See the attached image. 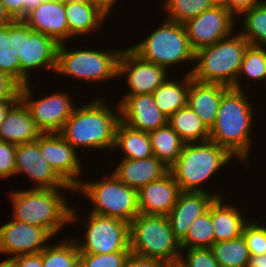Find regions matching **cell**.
Returning a JSON list of instances; mask_svg holds the SVG:
<instances>
[{
	"label": "cell",
	"instance_id": "obj_1",
	"mask_svg": "<svg viewBox=\"0 0 266 267\" xmlns=\"http://www.w3.org/2000/svg\"><path fill=\"white\" fill-rule=\"evenodd\" d=\"M101 95L76 105L59 134L76 150L113 151L120 106L112 110ZM82 105V106H81Z\"/></svg>",
	"mask_w": 266,
	"mask_h": 267
},
{
	"label": "cell",
	"instance_id": "obj_2",
	"mask_svg": "<svg viewBox=\"0 0 266 267\" xmlns=\"http://www.w3.org/2000/svg\"><path fill=\"white\" fill-rule=\"evenodd\" d=\"M246 90L230 87L222 96L217 118L209 130V140L225 148L234 158L246 166L250 164L249 150L252 146L250 134L255 118L254 103L248 101L252 96ZM249 95V96H247Z\"/></svg>",
	"mask_w": 266,
	"mask_h": 267
},
{
	"label": "cell",
	"instance_id": "obj_3",
	"mask_svg": "<svg viewBox=\"0 0 266 267\" xmlns=\"http://www.w3.org/2000/svg\"><path fill=\"white\" fill-rule=\"evenodd\" d=\"M74 188L36 189L12 191V219L46 229L53 237L79 219L74 206L70 207L63 191ZM72 191V192H71ZM62 193V194H61ZM69 223V224H68Z\"/></svg>",
	"mask_w": 266,
	"mask_h": 267
},
{
	"label": "cell",
	"instance_id": "obj_4",
	"mask_svg": "<svg viewBox=\"0 0 266 267\" xmlns=\"http://www.w3.org/2000/svg\"><path fill=\"white\" fill-rule=\"evenodd\" d=\"M232 159L235 158L225 148L211 140L185 143L177 161L169 171L181 191L209 192L220 198L223 197V193L219 191L215 193V190L210 192L211 190L208 191L204 185L212 180V177L215 178L214 176L218 175L230 161L232 162Z\"/></svg>",
	"mask_w": 266,
	"mask_h": 267
},
{
	"label": "cell",
	"instance_id": "obj_5",
	"mask_svg": "<svg viewBox=\"0 0 266 267\" xmlns=\"http://www.w3.org/2000/svg\"><path fill=\"white\" fill-rule=\"evenodd\" d=\"M249 43L238 32L195 52V65L187 73L201 82L223 83L233 87Z\"/></svg>",
	"mask_w": 266,
	"mask_h": 267
},
{
	"label": "cell",
	"instance_id": "obj_6",
	"mask_svg": "<svg viewBox=\"0 0 266 267\" xmlns=\"http://www.w3.org/2000/svg\"><path fill=\"white\" fill-rule=\"evenodd\" d=\"M131 254L177 265L181 245L171 230L167 216L139 214L129 224Z\"/></svg>",
	"mask_w": 266,
	"mask_h": 267
},
{
	"label": "cell",
	"instance_id": "obj_7",
	"mask_svg": "<svg viewBox=\"0 0 266 267\" xmlns=\"http://www.w3.org/2000/svg\"><path fill=\"white\" fill-rule=\"evenodd\" d=\"M163 21L146 38L129 48L141 59L160 65L168 71L179 63H193L195 51L189 43L184 24L165 19Z\"/></svg>",
	"mask_w": 266,
	"mask_h": 267
},
{
	"label": "cell",
	"instance_id": "obj_8",
	"mask_svg": "<svg viewBox=\"0 0 266 267\" xmlns=\"http://www.w3.org/2000/svg\"><path fill=\"white\" fill-rule=\"evenodd\" d=\"M109 174V175H108ZM103 175L100 181L81 180L75 188L81 197L93 203L89 212L97 215L114 217L131 223L140 212L137 190L122 183L113 173Z\"/></svg>",
	"mask_w": 266,
	"mask_h": 267
},
{
	"label": "cell",
	"instance_id": "obj_9",
	"mask_svg": "<svg viewBox=\"0 0 266 267\" xmlns=\"http://www.w3.org/2000/svg\"><path fill=\"white\" fill-rule=\"evenodd\" d=\"M68 43L59 44L55 74L76 78L91 84L118 78V62L122 49L70 50Z\"/></svg>",
	"mask_w": 266,
	"mask_h": 267
},
{
	"label": "cell",
	"instance_id": "obj_10",
	"mask_svg": "<svg viewBox=\"0 0 266 267\" xmlns=\"http://www.w3.org/2000/svg\"><path fill=\"white\" fill-rule=\"evenodd\" d=\"M83 221V239L72 237L80 253L110 254L130 250L129 223L114 217L88 212ZM87 224V225H86Z\"/></svg>",
	"mask_w": 266,
	"mask_h": 267
},
{
	"label": "cell",
	"instance_id": "obj_11",
	"mask_svg": "<svg viewBox=\"0 0 266 267\" xmlns=\"http://www.w3.org/2000/svg\"><path fill=\"white\" fill-rule=\"evenodd\" d=\"M32 85L28 83L21 86L19 98L28 108L37 128L42 133H59L76 107L72 101L73 98L69 93L57 91L36 99L33 97L35 89L32 88L34 87Z\"/></svg>",
	"mask_w": 266,
	"mask_h": 267
},
{
	"label": "cell",
	"instance_id": "obj_12",
	"mask_svg": "<svg viewBox=\"0 0 266 267\" xmlns=\"http://www.w3.org/2000/svg\"><path fill=\"white\" fill-rule=\"evenodd\" d=\"M170 71L155 63L141 59L129 47L122 48L118 62V76L125 77L127 87L124 96L152 94L171 75Z\"/></svg>",
	"mask_w": 266,
	"mask_h": 267
},
{
	"label": "cell",
	"instance_id": "obj_13",
	"mask_svg": "<svg viewBox=\"0 0 266 267\" xmlns=\"http://www.w3.org/2000/svg\"><path fill=\"white\" fill-rule=\"evenodd\" d=\"M236 20L226 8L217 6L187 20L184 26L192 49L196 52L230 36L236 30Z\"/></svg>",
	"mask_w": 266,
	"mask_h": 267
},
{
	"label": "cell",
	"instance_id": "obj_14",
	"mask_svg": "<svg viewBox=\"0 0 266 267\" xmlns=\"http://www.w3.org/2000/svg\"><path fill=\"white\" fill-rule=\"evenodd\" d=\"M58 46L59 44L53 38L32 30L24 22V36H22L21 55H19L20 86L31 82L30 75L31 71L33 72L31 69L55 72Z\"/></svg>",
	"mask_w": 266,
	"mask_h": 267
},
{
	"label": "cell",
	"instance_id": "obj_15",
	"mask_svg": "<svg viewBox=\"0 0 266 267\" xmlns=\"http://www.w3.org/2000/svg\"><path fill=\"white\" fill-rule=\"evenodd\" d=\"M39 151L69 186L75 189L79 185L84 170L82 159L59 133H42L39 136Z\"/></svg>",
	"mask_w": 266,
	"mask_h": 267
},
{
	"label": "cell",
	"instance_id": "obj_16",
	"mask_svg": "<svg viewBox=\"0 0 266 267\" xmlns=\"http://www.w3.org/2000/svg\"><path fill=\"white\" fill-rule=\"evenodd\" d=\"M53 236L44 228L15 221L11 218L0 226V254L14 258L40 253Z\"/></svg>",
	"mask_w": 266,
	"mask_h": 267
},
{
	"label": "cell",
	"instance_id": "obj_17",
	"mask_svg": "<svg viewBox=\"0 0 266 267\" xmlns=\"http://www.w3.org/2000/svg\"><path fill=\"white\" fill-rule=\"evenodd\" d=\"M25 174L34 184L30 188L55 189L69 186L41 156L39 137L36 141L16 145L15 176Z\"/></svg>",
	"mask_w": 266,
	"mask_h": 267
},
{
	"label": "cell",
	"instance_id": "obj_18",
	"mask_svg": "<svg viewBox=\"0 0 266 267\" xmlns=\"http://www.w3.org/2000/svg\"><path fill=\"white\" fill-rule=\"evenodd\" d=\"M120 106V120L131 128L150 132L167 124L168 117L156 106L152 94L123 96Z\"/></svg>",
	"mask_w": 266,
	"mask_h": 267
},
{
	"label": "cell",
	"instance_id": "obj_19",
	"mask_svg": "<svg viewBox=\"0 0 266 267\" xmlns=\"http://www.w3.org/2000/svg\"><path fill=\"white\" fill-rule=\"evenodd\" d=\"M22 20L32 30L53 38L58 44L68 42L69 26L63 0L43 1L29 10Z\"/></svg>",
	"mask_w": 266,
	"mask_h": 267
},
{
	"label": "cell",
	"instance_id": "obj_20",
	"mask_svg": "<svg viewBox=\"0 0 266 267\" xmlns=\"http://www.w3.org/2000/svg\"><path fill=\"white\" fill-rule=\"evenodd\" d=\"M181 190L169 171L162 178L144 185L137 191L141 214L167 216L177 202Z\"/></svg>",
	"mask_w": 266,
	"mask_h": 267
},
{
	"label": "cell",
	"instance_id": "obj_21",
	"mask_svg": "<svg viewBox=\"0 0 266 267\" xmlns=\"http://www.w3.org/2000/svg\"><path fill=\"white\" fill-rule=\"evenodd\" d=\"M217 197L209 192L181 191L176 204L167 215L171 230L179 242L191 223L205 213Z\"/></svg>",
	"mask_w": 266,
	"mask_h": 267
},
{
	"label": "cell",
	"instance_id": "obj_22",
	"mask_svg": "<svg viewBox=\"0 0 266 267\" xmlns=\"http://www.w3.org/2000/svg\"><path fill=\"white\" fill-rule=\"evenodd\" d=\"M65 15L73 40L101 30L110 13L91 0H65Z\"/></svg>",
	"mask_w": 266,
	"mask_h": 267
},
{
	"label": "cell",
	"instance_id": "obj_23",
	"mask_svg": "<svg viewBox=\"0 0 266 267\" xmlns=\"http://www.w3.org/2000/svg\"><path fill=\"white\" fill-rule=\"evenodd\" d=\"M111 171L122 183L137 191L144 185L158 180L169 172L162 161L155 156L143 159H121Z\"/></svg>",
	"mask_w": 266,
	"mask_h": 267
},
{
	"label": "cell",
	"instance_id": "obj_24",
	"mask_svg": "<svg viewBox=\"0 0 266 267\" xmlns=\"http://www.w3.org/2000/svg\"><path fill=\"white\" fill-rule=\"evenodd\" d=\"M229 88L223 83L201 82L195 79L190 82L187 105L209 130L216 121L222 96Z\"/></svg>",
	"mask_w": 266,
	"mask_h": 267
},
{
	"label": "cell",
	"instance_id": "obj_25",
	"mask_svg": "<svg viewBox=\"0 0 266 267\" xmlns=\"http://www.w3.org/2000/svg\"><path fill=\"white\" fill-rule=\"evenodd\" d=\"M41 134L28 108L19 98L10 107L0 125V141L15 145L30 143L36 141Z\"/></svg>",
	"mask_w": 266,
	"mask_h": 267
},
{
	"label": "cell",
	"instance_id": "obj_26",
	"mask_svg": "<svg viewBox=\"0 0 266 267\" xmlns=\"http://www.w3.org/2000/svg\"><path fill=\"white\" fill-rule=\"evenodd\" d=\"M224 198L227 199L226 195L216 198L211 204V221L215 242L241 236L244 225L249 221L248 216L242 214V209L237 208L235 204L227 203Z\"/></svg>",
	"mask_w": 266,
	"mask_h": 267
},
{
	"label": "cell",
	"instance_id": "obj_27",
	"mask_svg": "<svg viewBox=\"0 0 266 267\" xmlns=\"http://www.w3.org/2000/svg\"><path fill=\"white\" fill-rule=\"evenodd\" d=\"M179 79L168 78L152 93L156 106L167 117L187 105L190 82L193 78L191 74L186 73L183 74L182 80L181 77Z\"/></svg>",
	"mask_w": 266,
	"mask_h": 267
},
{
	"label": "cell",
	"instance_id": "obj_28",
	"mask_svg": "<svg viewBox=\"0 0 266 267\" xmlns=\"http://www.w3.org/2000/svg\"><path fill=\"white\" fill-rule=\"evenodd\" d=\"M120 148L123 159H143L153 156L148 132L131 128L127 124L119 121L113 150ZM122 151V152H121Z\"/></svg>",
	"mask_w": 266,
	"mask_h": 267
},
{
	"label": "cell",
	"instance_id": "obj_29",
	"mask_svg": "<svg viewBox=\"0 0 266 267\" xmlns=\"http://www.w3.org/2000/svg\"><path fill=\"white\" fill-rule=\"evenodd\" d=\"M167 124L185 143L209 140V129L188 105L170 115Z\"/></svg>",
	"mask_w": 266,
	"mask_h": 267
},
{
	"label": "cell",
	"instance_id": "obj_30",
	"mask_svg": "<svg viewBox=\"0 0 266 267\" xmlns=\"http://www.w3.org/2000/svg\"><path fill=\"white\" fill-rule=\"evenodd\" d=\"M153 156L171 167L178 159L185 142L168 125L148 132Z\"/></svg>",
	"mask_w": 266,
	"mask_h": 267
},
{
	"label": "cell",
	"instance_id": "obj_31",
	"mask_svg": "<svg viewBox=\"0 0 266 267\" xmlns=\"http://www.w3.org/2000/svg\"><path fill=\"white\" fill-rule=\"evenodd\" d=\"M214 259L221 267H248L250 254L243 236L215 242L210 247Z\"/></svg>",
	"mask_w": 266,
	"mask_h": 267
},
{
	"label": "cell",
	"instance_id": "obj_32",
	"mask_svg": "<svg viewBox=\"0 0 266 267\" xmlns=\"http://www.w3.org/2000/svg\"><path fill=\"white\" fill-rule=\"evenodd\" d=\"M240 15L244 16L239 30L243 38L250 45L266 47V0Z\"/></svg>",
	"mask_w": 266,
	"mask_h": 267
},
{
	"label": "cell",
	"instance_id": "obj_33",
	"mask_svg": "<svg viewBox=\"0 0 266 267\" xmlns=\"http://www.w3.org/2000/svg\"><path fill=\"white\" fill-rule=\"evenodd\" d=\"M253 81H264L266 85V47L248 45L241 64V69L235 85L232 87L238 90H244L242 87L243 78ZM243 77V78H242ZM241 81V82H240Z\"/></svg>",
	"mask_w": 266,
	"mask_h": 267
},
{
	"label": "cell",
	"instance_id": "obj_34",
	"mask_svg": "<svg viewBox=\"0 0 266 267\" xmlns=\"http://www.w3.org/2000/svg\"><path fill=\"white\" fill-rule=\"evenodd\" d=\"M55 244H48L42 250L43 267H76L80 252L73 238Z\"/></svg>",
	"mask_w": 266,
	"mask_h": 267
},
{
	"label": "cell",
	"instance_id": "obj_35",
	"mask_svg": "<svg viewBox=\"0 0 266 267\" xmlns=\"http://www.w3.org/2000/svg\"><path fill=\"white\" fill-rule=\"evenodd\" d=\"M0 71L20 85V60L16 55L15 21L0 28Z\"/></svg>",
	"mask_w": 266,
	"mask_h": 267
},
{
	"label": "cell",
	"instance_id": "obj_36",
	"mask_svg": "<svg viewBox=\"0 0 266 267\" xmlns=\"http://www.w3.org/2000/svg\"><path fill=\"white\" fill-rule=\"evenodd\" d=\"M209 209L197 217L190 225L186 236L180 241L181 249L210 248L215 243Z\"/></svg>",
	"mask_w": 266,
	"mask_h": 267
},
{
	"label": "cell",
	"instance_id": "obj_37",
	"mask_svg": "<svg viewBox=\"0 0 266 267\" xmlns=\"http://www.w3.org/2000/svg\"><path fill=\"white\" fill-rule=\"evenodd\" d=\"M161 5L168 16L165 20L181 24L214 7L212 0H165Z\"/></svg>",
	"mask_w": 266,
	"mask_h": 267
},
{
	"label": "cell",
	"instance_id": "obj_38",
	"mask_svg": "<svg viewBox=\"0 0 266 267\" xmlns=\"http://www.w3.org/2000/svg\"><path fill=\"white\" fill-rule=\"evenodd\" d=\"M254 219L244 225L242 236L245 239L250 256L266 254V225Z\"/></svg>",
	"mask_w": 266,
	"mask_h": 267
},
{
	"label": "cell",
	"instance_id": "obj_39",
	"mask_svg": "<svg viewBox=\"0 0 266 267\" xmlns=\"http://www.w3.org/2000/svg\"><path fill=\"white\" fill-rule=\"evenodd\" d=\"M131 251L114 252L110 254L80 253V267H124Z\"/></svg>",
	"mask_w": 266,
	"mask_h": 267
},
{
	"label": "cell",
	"instance_id": "obj_40",
	"mask_svg": "<svg viewBox=\"0 0 266 267\" xmlns=\"http://www.w3.org/2000/svg\"><path fill=\"white\" fill-rule=\"evenodd\" d=\"M178 265L180 267H221L214 259L210 248L182 249Z\"/></svg>",
	"mask_w": 266,
	"mask_h": 267
},
{
	"label": "cell",
	"instance_id": "obj_41",
	"mask_svg": "<svg viewBox=\"0 0 266 267\" xmlns=\"http://www.w3.org/2000/svg\"><path fill=\"white\" fill-rule=\"evenodd\" d=\"M16 145L0 141V179H7L15 175Z\"/></svg>",
	"mask_w": 266,
	"mask_h": 267
},
{
	"label": "cell",
	"instance_id": "obj_42",
	"mask_svg": "<svg viewBox=\"0 0 266 267\" xmlns=\"http://www.w3.org/2000/svg\"><path fill=\"white\" fill-rule=\"evenodd\" d=\"M20 87L8 74L0 71V101H17Z\"/></svg>",
	"mask_w": 266,
	"mask_h": 267
},
{
	"label": "cell",
	"instance_id": "obj_43",
	"mask_svg": "<svg viewBox=\"0 0 266 267\" xmlns=\"http://www.w3.org/2000/svg\"><path fill=\"white\" fill-rule=\"evenodd\" d=\"M15 19H22L28 12V0H0Z\"/></svg>",
	"mask_w": 266,
	"mask_h": 267
},
{
	"label": "cell",
	"instance_id": "obj_44",
	"mask_svg": "<svg viewBox=\"0 0 266 267\" xmlns=\"http://www.w3.org/2000/svg\"><path fill=\"white\" fill-rule=\"evenodd\" d=\"M14 267H43L42 251L12 258Z\"/></svg>",
	"mask_w": 266,
	"mask_h": 267
},
{
	"label": "cell",
	"instance_id": "obj_45",
	"mask_svg": "<svg viewBox=\"0 0 266 267\" xmlns=\"http://www.w3.org/2000/svg\"><path fill=\"white\" fill-rule=\"evenodd\" d=\"M124 267H169V266L159 260L142 258L130 254V256L125 262Z\"/></svg>",
	"mask_w": 266,
	"mask_h": 267
},
{
	"label": "cell",
	"instance_id": "obj_46",
	"mask_svg": "<svg viewBox=\"0 0 266 267\" xmlns=\"http://www.w3.org/2000/svg\"><path fill=\"white\" fill-rule=\"evenodd\" d=\"M262 2V0H229V11L238 19L243 11Z\"/></svg>",
	"mask_w": 266,
	"mask_h": 267
},
{
	"label": "cell",
	"instance_id": "obj_47",
	"mask_svg": "<svg viewBox=\"0 0 266 267\" xmlns=\"http://www.w3.org/2000/svg\"><path fill=\"white\" fill-rule=\"evenodd\" d=\"M22 36H24V21L22 19H16L15 20L16 55H21Z\"/></svg>",
	"mask_w": 266,
	"mask_h": 267
},
{
	"label": "cell",
	"instance_id": "obj_48",
	"mask_svg": "<svg viewBox=\"0 0 266 267\" xmlns=\"http://www.w3.org/2000/svg\"><path fill=\"white\" fill-rule=\"evenodd\" d=\"M15 20L16 19L10 14V12L0 2V28L10 25Z\"/></svg>",
	"mask_w": 266,
	"mask_h": 267
},
{
	"label": "cell",
	"instance_id": "obj_49",
	"mask_svg": "<svg viewBox=\"0 0 266 267\" xmlns=\"http://www.w3.org/2000/svg\"><path fill=\"white\" fill-rule=\"evenodd\" d=\"M248 267H266V254L250 256Z\"/></svg>",
	"mask_w": 266,
	"mask_h": 267
},
{
	"label": "cell",
	"instance_id": "obj_50",
	"mask_svg": "<svg viewBox=\"0 0 266 267\" xmlns=\"http://www.w3.org/2000/svg\"><path fill=\"white\" fill-rule=\"evenodd\" d=\"M15 102L16 101H0V125L3 123V120L5 118V115L9 111L10 107Z\"/></svg>",
	"mask_w": 266,
	"mask_h": 267
},
{
	"label": "cell",
	"instance_id": "obj_51",
	"mask_svg": "<svg viewBox=\"0 0 266 267\" xmlns=\"http://www.w3.org/2000/svg\"><path fill=\"white\" fill-rule=\"evenodd\" d=\"M92 2H96L101 5L106 11L111 13L114 10L116 3L119 0H91ZM114 6V7H113ZM112 10V11H111Z\"/></svg>",
	"mask_w": 266,
	"mask_h": 267
},
{
	"label": "cell",
	"instance_id": "obj_52",
	"mask_svg": "<svg viewBox=\"0 0 266 267\" xmlns=\"http://www.w3.org/2000/svg\"><path fill=\"white\" fill-rule=\"evenodd\" d=\"M214 6L226 8L229 11V0H212Z\"/></svg>",
	"mask_w": 266,
	"mask_h": 267
},
{
	"label": "cell",
	"instance_id": "obj_53",
	"mask_svg": "<svg viewBox=\"0 0 266 267\" xmlns=\"http://www.w3.org/2000/svg\"><path fill=\"white\" fill-rule=\"evenodd\" d=\"M43 1H47V0H28V11L37 7Z\"/></svg>",
	"mask_w": 266,
	"mask_h": 267
},
{
	"label": "cell",
	"instance_id": "obj_54",
	"mask_svg": "<svg viewBox=\"0 0 266 267\" xmlns=\"http://www.w3.org/2000/svg\"><path fill=\"white\" fill-rule=\"evenodd\" d=\"M0 267H14L11 258L0 261Z\"/></svg>",
	"mask_w": 266,
	"mask_h": 267
},
{
	"label": "cell",
	"instance_id": "obj_55",
	"mask_svg": "<svg viewBox=\"0 0 266 267\" xmlns=\"http://www.w3.org/2000/svg\"><path fill=\"white\" fill-rule=\"evenodd\" d=\"M169 267H180V266L177 264V265H173V266H169Z\"/></svg>",
	"mask_w": 266,
	"mask_h": 267
}]
</instances>
